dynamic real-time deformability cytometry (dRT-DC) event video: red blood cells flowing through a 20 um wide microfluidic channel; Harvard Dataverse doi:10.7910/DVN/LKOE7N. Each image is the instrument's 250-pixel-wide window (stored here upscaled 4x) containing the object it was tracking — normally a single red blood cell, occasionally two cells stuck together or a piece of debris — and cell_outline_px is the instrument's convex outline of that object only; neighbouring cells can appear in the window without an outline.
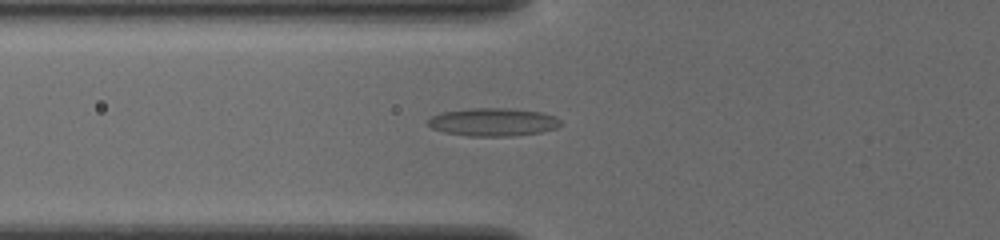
{"species": "common noctule bat (a hibernating species)", "species_latin": "Nyctalus noctula", "temperature_condition": "cold", "stored_images_in_passage": 33, "camera_frame_rate_fps": 3000, "um_per_image_px": 0.085, "animal": {"sex": "female", "body_mass_g": 19.5, "forearm_length_mm": 54.1}, "frame": {"image": 1, "passage_image": 5, "time_ms": 1.333, "image_size_px": [1000, 240], "cell_outline_px": [[564, 124], [556, 128], [540, 132], [512, 136], [468, 136], [444, 132], [432, 128], [428, 124], [428, 120], [432, 116], [440, 112], [472, 108], [508, 108], [540, 112], [556, 116]], "centroid_in_image_um": [41.93, 10.37], "position_along_channel_um": 83.9, "area_um2": 21.73}}
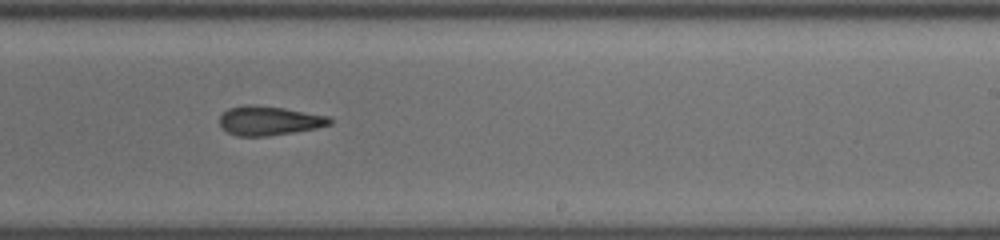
{"frame": {"image": 2, "passage_image": 19, "time_ms": 6.0, "image_size_px": [1000, 240], "cell_outline_px": [[332, 124], [316, 128], [268, 136], [236, 136], [228, 132], [220, 124], [220, 116], [228, 108], [248, 104], [256, 104], [284, 108], [328, 116], [332, 120]], "centroid_in_image_um": [22.87, 10.25], "position_along_channel_um": 266.1, "area_um2": 18.67}}
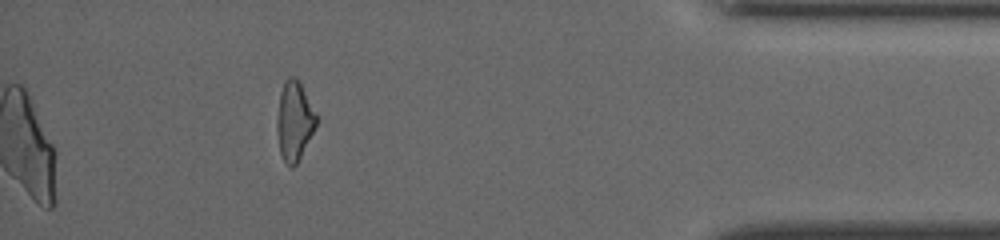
{"frame": {"image": 3, "passage_image": 33, "time_ms": 10.667, "image_size_px": [1000, 240], "cell_outline_px": [[320, 116], [296, 164], [292, 168], [284, 160], [280, 152], [276, 132], [276, 120], [280, 92], [284, 80], [288, 76], [292, 76], [300, 84]], "centroid_in_image_um": [25.01, 10.24], "position_along_channel_um": 410.2, "area_um2": 18.09}, "authors_computed_cell_mechanics": {"area_um2": 19.2474, "velocity_mm_per_s": 3.9018, "shape_relaxation_time_tau1_ms": null, "shape_relaxation_time_tau2_ms": 4.0822, "deformation_change_tau1": null, "deformation_change_tau2": 0.1459}}